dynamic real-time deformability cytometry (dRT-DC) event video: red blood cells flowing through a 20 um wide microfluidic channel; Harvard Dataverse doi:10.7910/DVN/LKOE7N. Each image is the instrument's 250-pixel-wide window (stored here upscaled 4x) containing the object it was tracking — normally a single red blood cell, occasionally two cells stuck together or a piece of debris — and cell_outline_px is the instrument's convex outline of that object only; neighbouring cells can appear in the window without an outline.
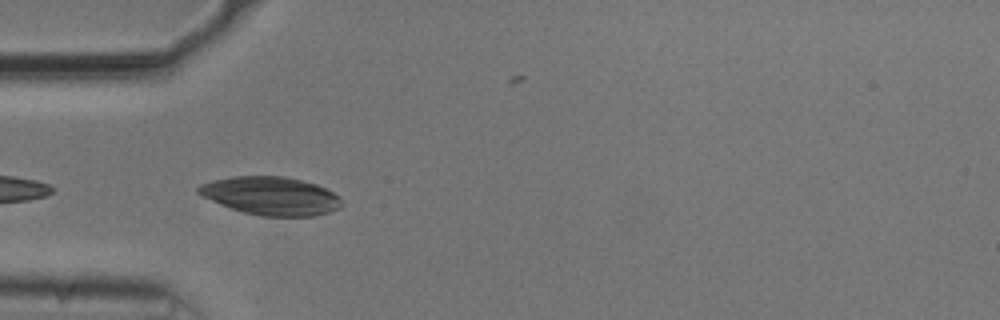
{"species": "common noctule bat (a hibernating species)", "species_latin": "Nyctalus noctula", "temperature_condition": "cold", "stored_images_in_passage": 14, "camera_frame_rate_fps": 3000, "um_per_image_px": 0.085, "animal": {"sex": "male", "body_mass_g": 20.5, "forearm_length_mm": 52.5}, "frame": {"image": 1, "passage_image": 12, "time_ms": 3.667, "image_size_px": [1000, 320], "cell_outline_px": [[344, 204], [340, 208], [328, 212], [312, 216], [260, 216], [244, 212], [220, 204], [196, 192], [196, 188], [200, 184], [212, 180], [232, 176], [284, 176], [316, 184], [340, 196]], "centroid_in_image_um": [23.04, 16.64], "position_along_channel_um": 62.0, "area_um2": 31.85}}